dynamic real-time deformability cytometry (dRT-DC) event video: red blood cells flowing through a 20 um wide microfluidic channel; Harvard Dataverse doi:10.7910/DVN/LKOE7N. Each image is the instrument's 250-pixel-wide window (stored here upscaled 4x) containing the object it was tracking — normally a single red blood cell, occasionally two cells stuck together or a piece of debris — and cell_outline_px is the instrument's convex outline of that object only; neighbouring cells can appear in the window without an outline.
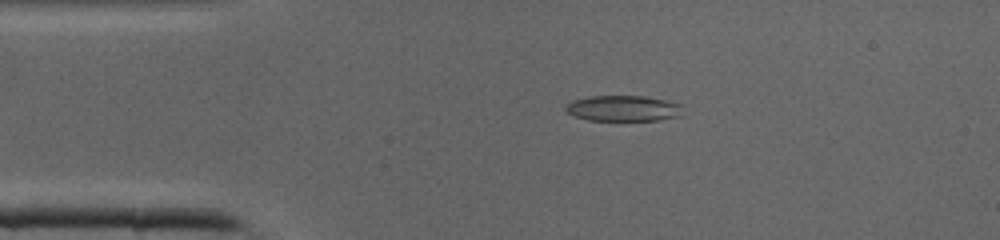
{"species": "common noctule bat (a hibernating species)", "species_latin": "Nyctalus noctula", "temperature_condition": "cold", "stored_images_in_passage": 34, "camera_frame_rate_fps": 3000, "um_per_image_px": 0.085, "animal": {"sex": "male", "body_mass_g": 19.0, "forearm_length_mm": 50.8}, "frame": {"image": 1, "passage_image": 1, "time_ms": 0.0, "image_size_px": [1000, 240], "cell_outline_px": [[680, 116], [660, 120], [588, 120], [564, 112], [564, 104], [572, 100], [592, 96], [644, 96], [664, 100], [680, 104]], "centroid_in_image_um": [52.9, 9.21], "position_along_channel_um": 32.1, "area_um2": 17.51}}
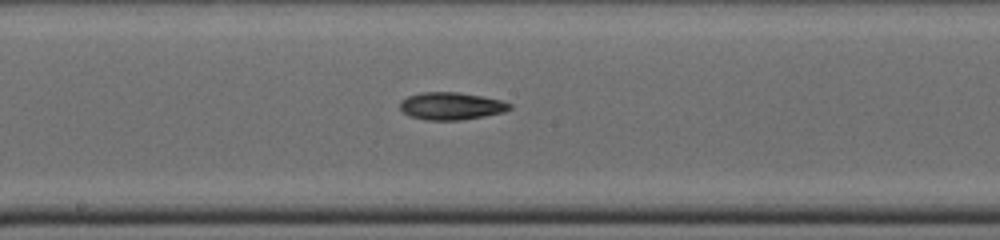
{"frame": {"image": 2, "passage_image": 14, "time_ms": 4.333, "image_size_px": [1000, 240], "cell_outline_px": [[512, 108], [504, 112], [484, 116], [460, 120], [424, 120], [412, 116], [404, 112], [400, 108], [400, 100], [408, 96], [420, 92], [456, 92], [480, 96], [500, 100], [512, 104]], "centroid_in_image_um": [38.34, 9.01], "position_along_channel_um": 209.9, "area_um2": 17.46}}
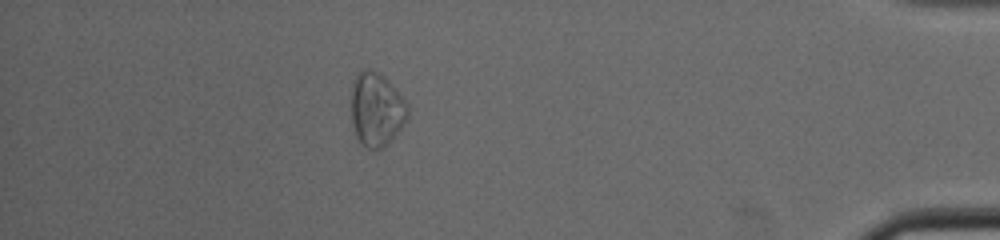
{"frame": {"image": 3, "passage_image": 29, "time_ms": 9.333, "image_size_px": [1000, 240], "cell_outline_px": [[408, 120], [384, 148], [368, 148], [360, 144], [356, 136], [352, 120], [352, 92], [356, 76], [360, 72], [368, 68], [384, 76], [388, 80], [408, 104]], "centroid_in_image_um": [32.03, 9.33], "position_along_channel_um": 403.2, "area_um2": 24.04}}